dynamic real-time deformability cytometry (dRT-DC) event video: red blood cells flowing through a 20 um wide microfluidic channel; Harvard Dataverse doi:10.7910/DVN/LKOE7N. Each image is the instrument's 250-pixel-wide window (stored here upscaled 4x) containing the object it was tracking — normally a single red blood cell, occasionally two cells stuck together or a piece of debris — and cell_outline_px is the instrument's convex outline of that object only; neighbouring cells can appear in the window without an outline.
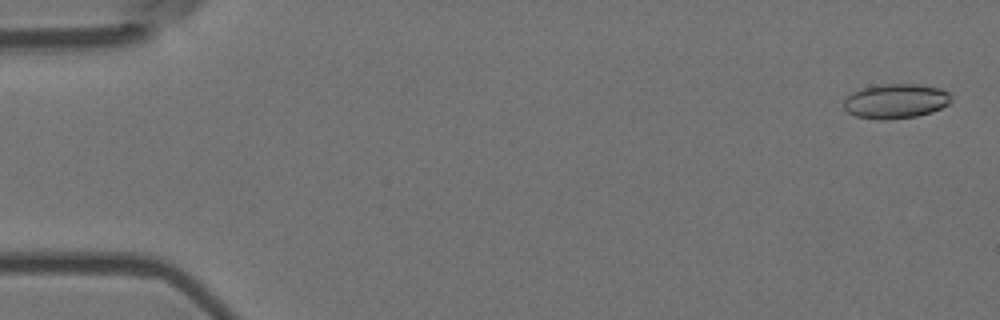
{"species": "Egyptian fruit bat (a non-hibernating species)", "species_latin": "Rousettus aegyptiacus", "temperature_condition": "room temperature", "stored_images_in_passage": 6, "camera_frame_rate_fps": 3000, "um_per_image_px": 0.085, "animal": {"sex": "female"}, "frame": {"image": 1, "passage_image": 1, "time_ms": 0.0, "image_size_px": [1000, 320], "cell_outline_px": [[952, 100], [948, 104], [932, 112], [916, 116], [884, 120], [880, 120], [856, 116], [848, 112], [844, 108], [844, 100], [852, 92], [864, 88], [880, 84], [920, 84], [940, 88], [948, 92], [952, 96]], "centroid_in_image_um": [76.16, 8.59], "position_along_channel_um": 8.8, "area_um2": 21.68}}